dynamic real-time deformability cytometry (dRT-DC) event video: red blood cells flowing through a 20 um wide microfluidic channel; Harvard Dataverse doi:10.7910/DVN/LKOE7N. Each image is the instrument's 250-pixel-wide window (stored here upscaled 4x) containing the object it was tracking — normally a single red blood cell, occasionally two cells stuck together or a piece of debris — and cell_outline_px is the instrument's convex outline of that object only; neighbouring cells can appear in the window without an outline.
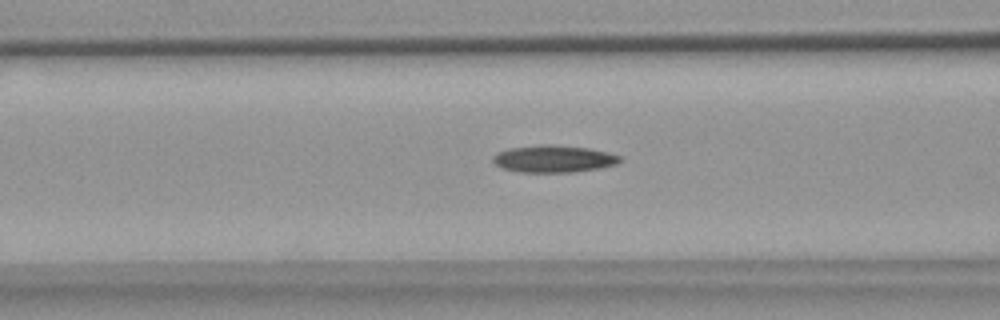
{"species": "common noctule bat (a hibernating species)", "species_latin": "Nyctalus noctula", "temperature_condition": "warm", "stored_images_in_passage": 42, "camera_frame_rate_fps": 3000, "um_per_image_px": 0.085, "animal": {"sex": "female", "body_mass_g": 18.4}, "frame": {"image": 1, "passage_image": 8, "time_ms": 2.333, "image_size_px": [1000, 320], "cell_outline_px": [[620, 160], [616, 164], [600, 168], [572, 172], [520, 172], [504, 168], [496, 164], [492, 160], [492, 156], [496, 152], [508, 148], [540, 144], [552, 144], [588, 148], [620, 156]], "centroid_in_image_um": [47.0, 13.49], "position_along_channel_um": 119.6, "area_um2": 20.0}}
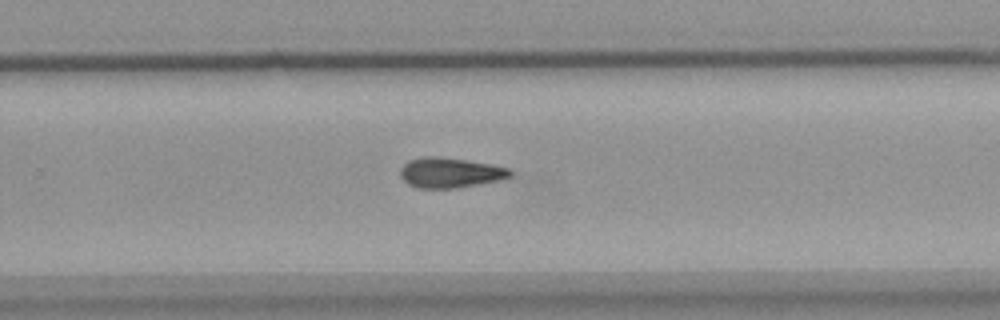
{"frame": {"image": 2, "passage_image": 22, "time_ms": 7.0, "image_size_px": [1000, 320], "cell_outline_px": [[512, 176], [496, 180], [456, 188], [420, 188], [408, 184], [400, 176], [400, 168], [408, 160], [424, 156], [440, 156], [492, 164], [508, 168], [512, 172]], "centroid_in_image_um": [38.22, 14.66], "position_along_channel_um": 291.6, "area_um2": 19.19}}
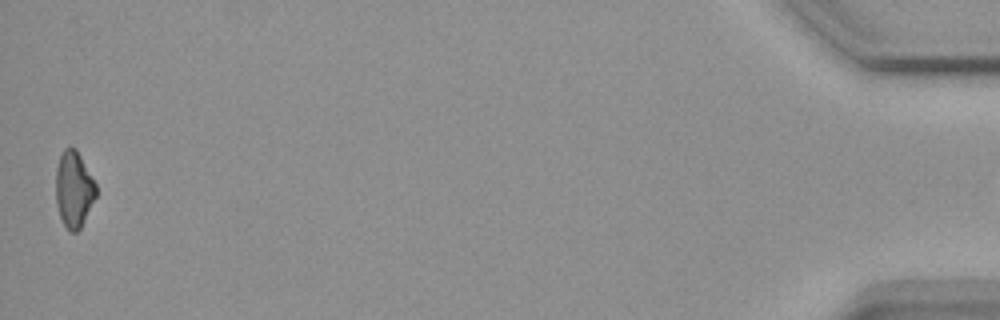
{"frame": {"image": 3, "passage_image": 41, "time_ms": 13.333, "image_size_px": [1000, 320], "cell_outline_px": [[96, 196], [80, 228], [76, 232], [68, 232], [60, 216], [56, 204], [56, 168], [60, 156], [64, 148], [76, 148], [96, 184]], "centroid_in_image_um": [6.26, 16.1], "position_along_channel_um": 428.9, "area_um2": 17.69}}